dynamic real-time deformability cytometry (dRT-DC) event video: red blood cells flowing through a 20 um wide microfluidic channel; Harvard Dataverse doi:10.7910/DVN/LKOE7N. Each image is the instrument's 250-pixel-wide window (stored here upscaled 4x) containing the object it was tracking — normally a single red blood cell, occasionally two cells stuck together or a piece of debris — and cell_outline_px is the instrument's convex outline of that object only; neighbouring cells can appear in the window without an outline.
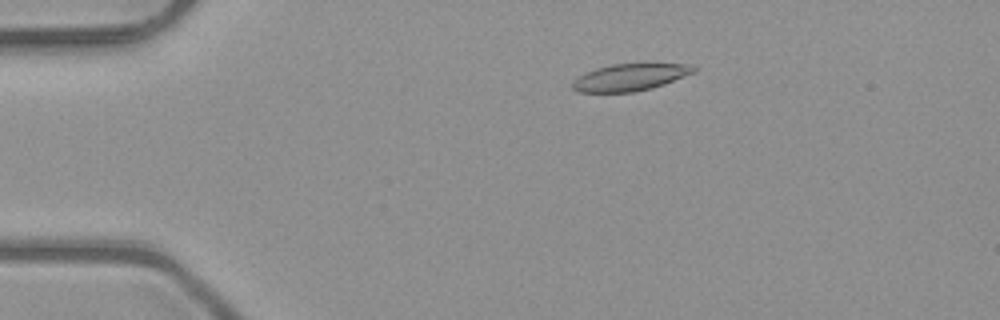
{"species": "common noctule bat (a hibernating species)", "species_latin": "Nyctalus noctula", "temperature_condition": "room temperature", "stored_images_in_passage": 5, "camera_frame_rate_fps": 3000, "um_per_image_px": 0.085, "animal": {"sex": "male", "body_mass_g": 23.1, "forearm_length_mm": 52.7}, "frame": {"image": 1, "passage_image": 3, "time_ms": 0.667, "image_size_px": [1000, 320], "cell_outline_px": [[696, 72], [664, 84], [652, 88], [632, 92], [576, 92], [572, 88], [572, 80], [596, 68], [612, 64], [684, 64], [696, 68]], "centroid_in_image_um": [53.53, 6.58], "position_along_channel_um": 31.5, "area_um2": 18.84}}
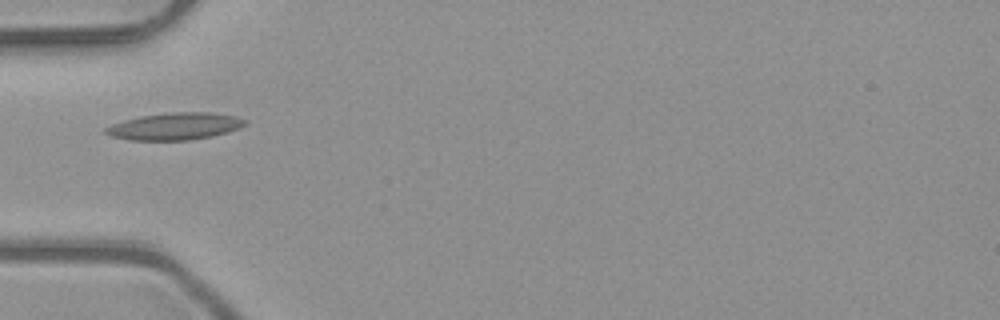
{"frame": {"image": 2, "passage_image": 5, "time_ms": 1.333, "image_size_px": [1000, 320], "cell_outline_px": [[248, 120], [240, 128], [228, 132], [212, 136], [192, 140], [128, 140], [112, 136], [104, 132], [104, 128], [112, 124], [124, 120], [140, 116], [172, 112], [212, 112], [236, 116]], "centroid_in_image_um": [14.88, 10.73], "position_along_channel_um": 70.1, "area_um2": 22.08}}